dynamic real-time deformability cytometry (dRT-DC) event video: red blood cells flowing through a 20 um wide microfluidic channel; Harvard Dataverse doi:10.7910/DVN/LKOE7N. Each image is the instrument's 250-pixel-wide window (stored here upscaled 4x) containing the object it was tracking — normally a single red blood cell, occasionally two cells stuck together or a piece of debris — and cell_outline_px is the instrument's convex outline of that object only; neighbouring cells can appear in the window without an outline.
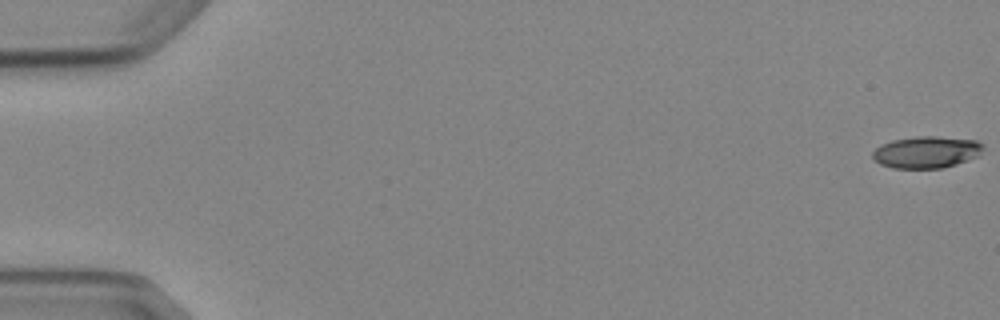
{"species": "Egyptian fruit bat (a non-hibernating species)", "species_latin": "Rousettus aegyptiacus", "temperature_condition": "cold", "stored_images_in_passage": 6, "camera_frame_rate_fps": 3000, "um_per_image_px": 0.085, "animal": {"sex": "female"}, "frame": {"image": 1, "passage_image": 1, "time_ms": 0.0, "image_size_px": [1000, 320], "cell_outline_px": [[984, 148], [980, 156], [944, 168], [892, 168], [880, 164], [872, 160], [872, 152], [880, 144], [892, 140], [916, 136], [936, 136], [976, 140], [984, 144]], "centroid_in_image_um": [78.75, 12.93], "position_along_channel_um": 6.2, "area_um2": 20.87}}
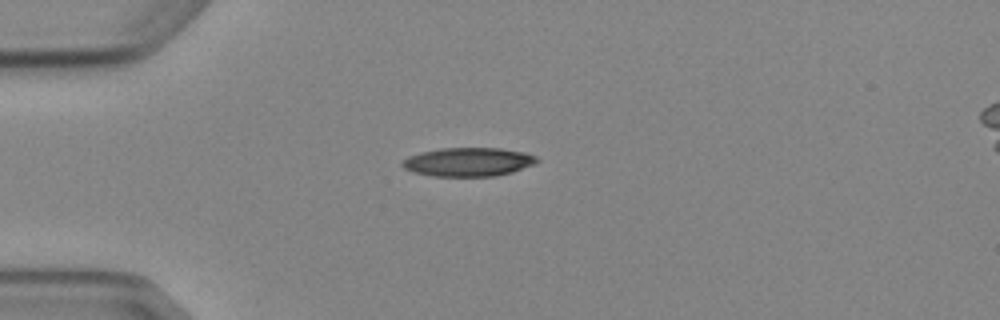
{"frame": {"image": 2, "passage_image": 5, "time_ms": 4.667, "image_size_px": [1000, 320], "cell_outline_px": [[540, 160], [536, 164], [512, 172], [496, 176], [432, 176], [412, 172], [404, 168], [400, 164], [408, 156], [420, 152], [440, 148], [500, 148], [524, 152], [536, 156]], "centroid_in_image_um": [39.81, 13.76], "position_along_channel_um": 45.2, "area_um2": 22.72}}